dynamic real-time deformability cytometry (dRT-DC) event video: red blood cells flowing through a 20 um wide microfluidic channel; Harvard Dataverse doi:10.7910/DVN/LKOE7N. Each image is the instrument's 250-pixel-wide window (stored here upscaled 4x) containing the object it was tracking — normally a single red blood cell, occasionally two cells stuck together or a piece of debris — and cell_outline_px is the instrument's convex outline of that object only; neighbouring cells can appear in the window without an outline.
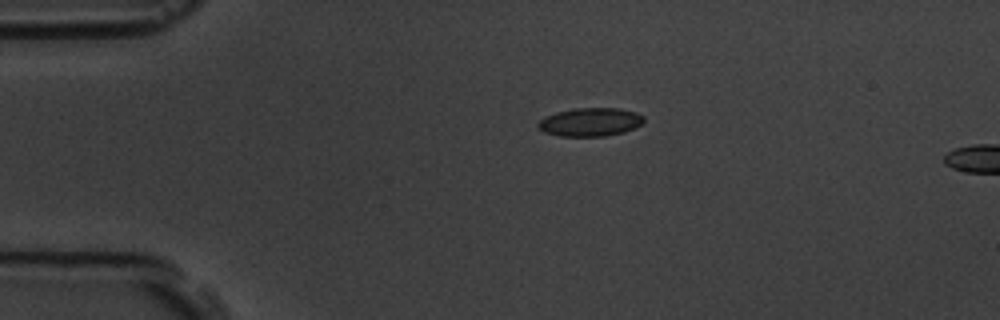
{"species": "common noctule bat (a hibernating species)", "species_latin": "Nyctalus noctula", "temperature_condition": "room temperature", "stored_images_in_passage": 4, "camera_frame_rate_fps": 3000, "um_per_image_px": 0.085, "animal": {"sex": "male", "body_mass_g": 19.5, "forearm_length_mm": 54.6}, "frame": {"image": 1, "passage_image": 1, "time_ms": 0.0, "image_size_px": [1000, 320], "cell_outline_px": [[644, 120], [640, 124], [624, 132], [604, 136], [560, 136], [544, 132], [536, 128], [536, 124], [544, 116], [556, 112], [572, 108], [620, 108], [636, 112], [644, 116]], "centroid_in_image_um": [50.12, 10.36], "position_along_channel_um": 34.9, "area_um2": 17.63}}